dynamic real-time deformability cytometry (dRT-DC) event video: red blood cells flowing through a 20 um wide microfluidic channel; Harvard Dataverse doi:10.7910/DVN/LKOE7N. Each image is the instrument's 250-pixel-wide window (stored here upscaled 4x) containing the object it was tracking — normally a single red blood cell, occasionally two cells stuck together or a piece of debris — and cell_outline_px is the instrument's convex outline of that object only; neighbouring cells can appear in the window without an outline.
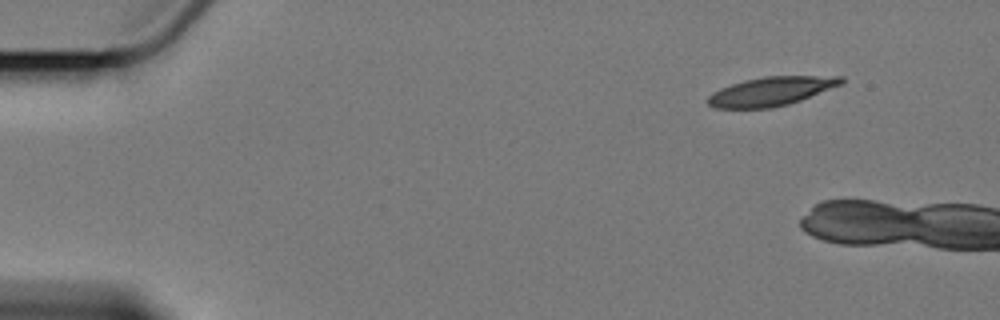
{"species": "Egyptian fruit bat (a non-hibernating species)", "species_latin": "Rousettus aegyptiacus", "temperature_condition": "cold", "stored_images_in_passage": 2, "camera_frame_rate_fps": 3000, "um_per_image_px": 0.085, "animal": {"sex": "female"}, "frame": {"image": 1, "passage_image": 1, "time_ms": 0.0, "image_size_px": [1000, 320], "cell_outline_px": [[844, 84], [800, 100], [788, 104], [772, 108], [712, 108], [704, 100], [712, 92], [720, 88], [744, 80], [764, 76], [844, 76]], "centroid_in_image_um": [65.53, 7.76], "position_along_channel_um": 19.5, "area_um2": 22.66}}